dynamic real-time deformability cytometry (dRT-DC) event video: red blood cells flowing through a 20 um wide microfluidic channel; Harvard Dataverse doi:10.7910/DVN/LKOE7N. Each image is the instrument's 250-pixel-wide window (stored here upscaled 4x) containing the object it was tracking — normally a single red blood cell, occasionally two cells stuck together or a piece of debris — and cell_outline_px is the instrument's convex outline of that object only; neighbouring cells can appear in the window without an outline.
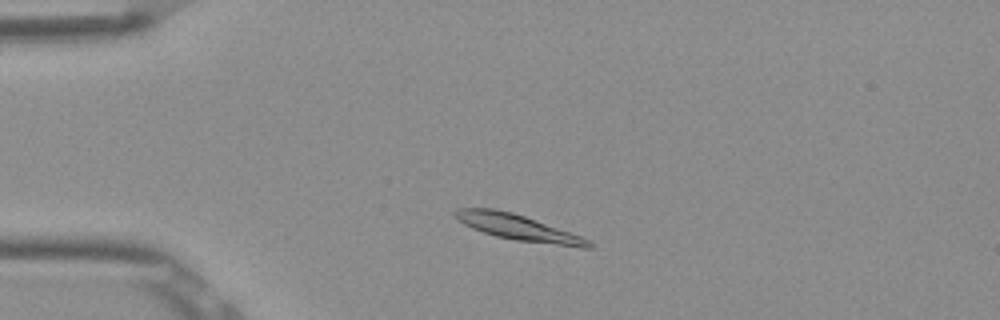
{"species": "Egyptian fruit bat (a non-hibernating species)", "species_latin": "Rousettus aegyptiacus", "temperature_condition": "room temperature", "stored_images_in_passage": 47, "camera_frame_rate_fps": 3000, "um_per_image_px": 0.085, "frame": {"image": 1, "passage_image": 7, "time_ms": 2.0, "image_size_px": [1000, 320], "cell_outline_px": [[592, 248], [580, 248], [516, 240], [496, 236], [472, 228], [464, 224], [452, 216], [452, 212], [456, 208], [496, 208], [512, 212], [524, 216], [580, 236], [588, 240], [592, 244]], "centroid_in_image_um": [43.97, 19.32], "position_along_channel_um": 41.0, "area_um2": 19.88}}
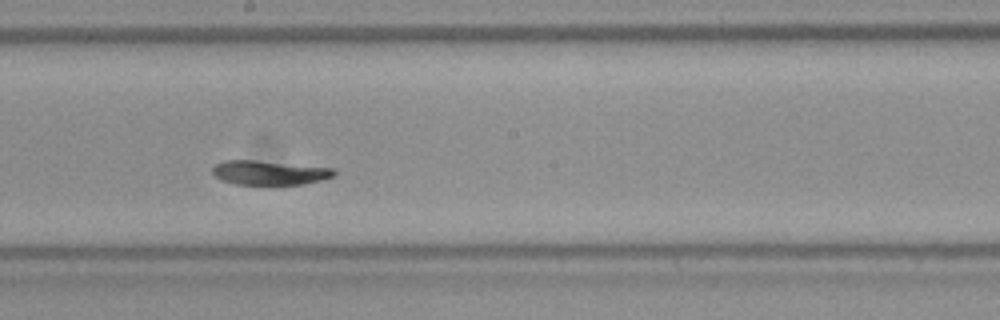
{"frame": {"image": 2, "passage_image": 24, "time_ms": 7.667, "image_size_px": [1000, 320], "cell_outline_px": [[336, 176], [304, 184], [236, 184], [220, 180], [212, 172], [212, 168], [216, 164], [224, 160], [256, 160], [336, 168]], "centroid_in_image_um": [22.93, 14.67], "position_along_channel_um": 225.3, "area_um2": 17.28}}
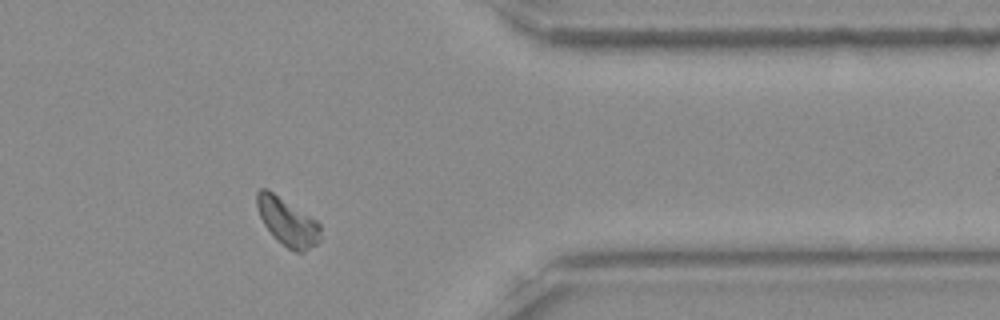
{"frame": {"image": 3, "passage_image": 38, "time_ms": 12.333, "image_size_px": [1000, 320], "cell_outline_px": [[320, 240], [316, 244], [304, 252], [296, 252], [288, 248], [276, 240], [264, 224], [260, 216], [256, 204], [256, 192], [260, 188], [264, 188], [272, 192], [316, 220], [320, 224]], "centroid_in_image_um": [24.42, 18.87], "position_along_channel_um": 387.0, "area_um2": 17.4}, "authors_computed_cell_mechanics": {"area_um2": 17.9758, "velocity_mm_per_s": 3.7995, "shape_relaxation_time_tau1_ms": null, "shape_relaxation_time_tau2_ms": 2.2983, "deformation_change_tau1": null, "deformation_change_tau2": 0.0426}}